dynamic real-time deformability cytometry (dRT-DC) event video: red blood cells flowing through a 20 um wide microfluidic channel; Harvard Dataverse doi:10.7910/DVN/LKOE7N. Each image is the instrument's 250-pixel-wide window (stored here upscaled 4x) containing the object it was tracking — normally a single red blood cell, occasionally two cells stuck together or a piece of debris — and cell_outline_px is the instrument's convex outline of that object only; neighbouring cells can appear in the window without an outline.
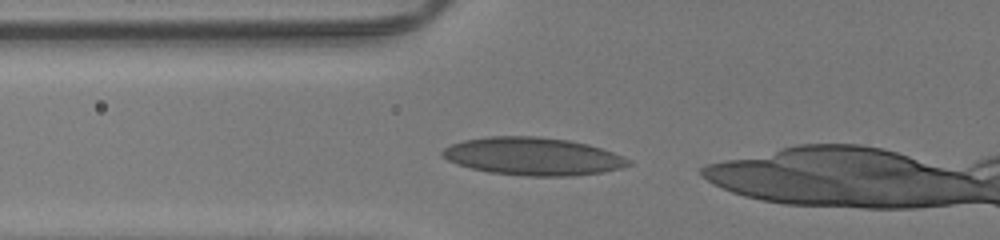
{"species": "human", "species_latin": "Homo sapiens", "temperature_condition": "room temperature", "stored_images_in_passage": 26, "camera_frame_rate_fps": 3000, "um_per_image_px": 0.085, "donor": {"sex": "male"}, "frame": {"image": 1, "passage_image": 2, "time_ms": 0.333, "image_size_px": [1000, 240], "cell_outline_px": [[632, 164], [620, 168], [604, 172], [572, 176], [524, 176], [488, 172], [456, 164], [448, 160], [440, 152], [444, 148], [452, 144], [464, 140], [488, 136], [540, 136], [568, 140], [588, 144], [612, 152], [632, 160]], "centroid_in_image_um": [45.31, 13.29], "position_along_channel_um": 80.5, "area_um2": 41.04}}
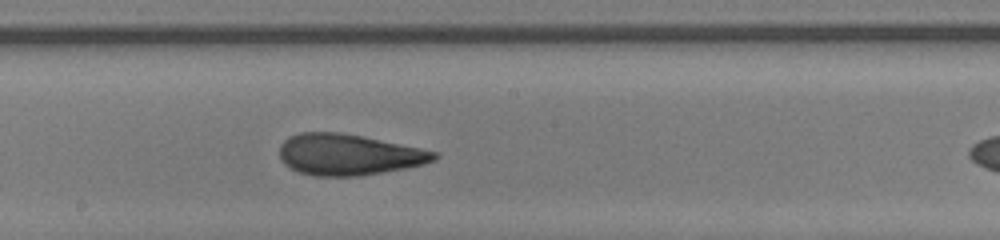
{"frame": {"image": 2, "passage_image": 12, "time_ms": 3.667, "image_size_px": [1000, 240], "cell_outline_px": [[440, 156], [436, 160], [424, 164], [404, 168], [356, 176], [316, 176], [300, 172], [284, 164], [280, 160], [280, 144], [288, 136], [300, 132], [340, 132], [420, 148], [436, 152]], "centroid_in_image_um": [29.6, 13.13], "position_along_channel_um": 218.6, "area_um2": 36.76}}
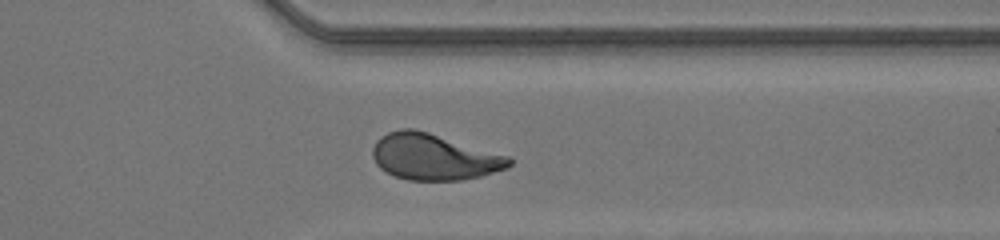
{"frame": {"image": 3, "passage_image": 23, "time_ms": 7.333, "image_size_px": [1000, 240], "cell_outline_px": [[512, 164], [508, 168], [480, 176], [460, 180], [408, 180], [396, 176], [380, 168], [376, 164], [372, 156], [372, 148], [376, 140], [380, 136], [388, 132], [400, 128], [412, 128], [428, 132], [512, 156]], "centroid_in_image_um": [36.9, 13.32], "position_along_channel_um": 374.5, "area_um2": 36.99}, "authors_computed_cell_mechanics": {"area_um2": 36.8764, "velocity_mm_per_s": 4.2387, "shape_relaxation_time_tau1_ms": 7.5137, "shape_relaxation_time_tau2_ms": 1.1976, "deformation_change_tau1": 0.2356, "deformation_change_tau2": 0.068}}